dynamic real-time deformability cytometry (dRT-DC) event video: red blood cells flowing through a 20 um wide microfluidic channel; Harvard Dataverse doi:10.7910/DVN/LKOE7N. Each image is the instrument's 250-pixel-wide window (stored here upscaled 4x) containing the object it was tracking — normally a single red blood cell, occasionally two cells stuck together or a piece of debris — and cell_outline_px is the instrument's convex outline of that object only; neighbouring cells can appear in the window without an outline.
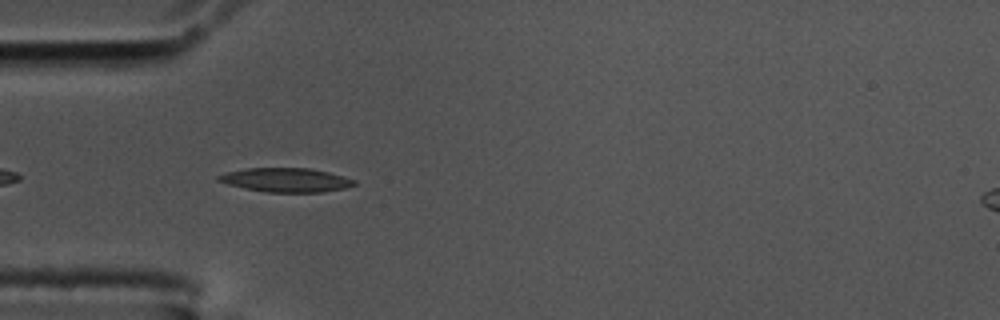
{"species": "common noctule bat (a hibernating species)", "species_latin": "Nyctalus noctula", "temperature_condition": "cold", "stored_images_in_passage": 42, "camera_frame_rate_fps": 3000, "um_per_image_px": 0.085, "animal": {"sex": "male", "body_mass_g": 17.5, "forearm_length_mm": 52.3}, "frame": {"image": 1, "passage_image": 3, "time_ms": 0.667, "image_size_px": [1000, 320], "cell_outline_px": [[356, 184], [344, 188], [320, 192], [268, 192], [244, 188], [228, 184], [216, 180], [216, 176], [228, 172], [248, 168], [308, 168], [328, 172], [344, 176], [356, 180]], "centroid_in_image_um": [24.31, 15.29], "position_along_channel_um": 60.7, "area_um2": 18.84}}
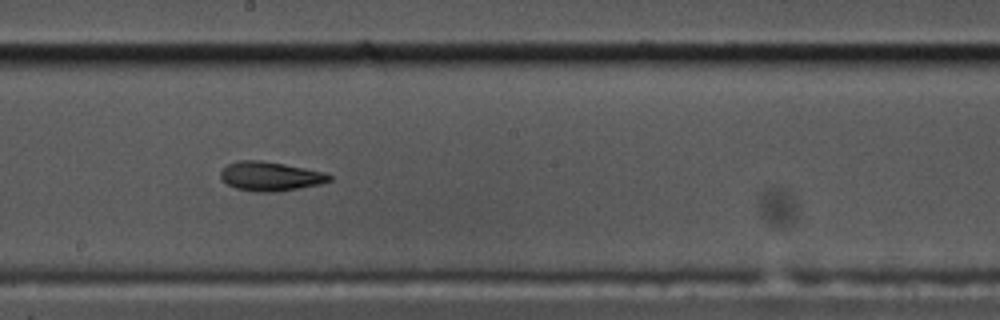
{"frame": {"image": 2, "passage_image": 17, "time_ms": 5.333, "image_size_px": [1000, 320], "cell_outline_px": [[332, 180], [320, 184], [276, 192], [256, 192], [236, 188], [228, 184], [220, 176], [220, 172], [228, 164], [240, 160], [260, 160], [284, 164], [324, 172], [332, 176]], "centroid_in_image_um": [22.99, 14.98], "position_along_channel_um": 225.2, "area_um2": 18.32}}
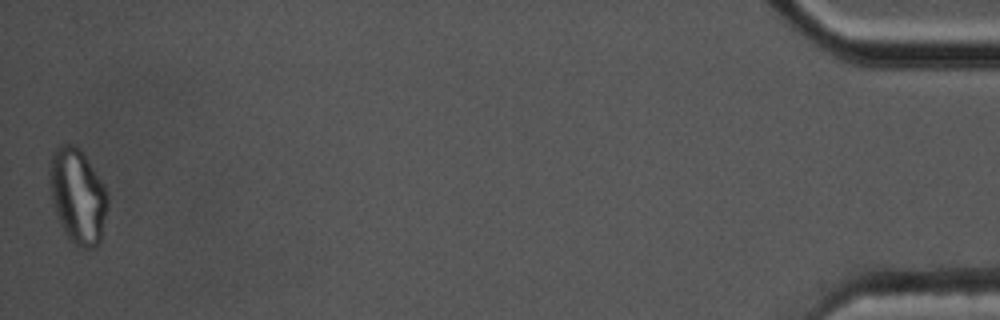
{"frame": {"image": 3, "passage_image": 42, "time_ms": 13.667, "image_size_px": [1000, 320], "cell_outline_px": [[108, 204], [100, 240], [96, 248], [84, 248], [76, 244], [64, 232], [60, 224], [52, 200], [48, 180], [48, 172], [52, 152], [60, 144], [72, 144], [80, 148], [104, 184], [108, 192]], "centroid_in_image_um": [6.6, 16.62], "position_along_channel_um": 428.6, "area_um2": 32.19}, "authors_computed_cell_mechanics": {"area_um2": 18.6116, "velocity_mm_per_s": 3.5713, "shape_relaxation_time_tau1_ms": null, "shape_relaxation_time_tau2_ms": 4.4496, "deformation_change_tau1": null, "deformation_change_tau2": 0.1324}}